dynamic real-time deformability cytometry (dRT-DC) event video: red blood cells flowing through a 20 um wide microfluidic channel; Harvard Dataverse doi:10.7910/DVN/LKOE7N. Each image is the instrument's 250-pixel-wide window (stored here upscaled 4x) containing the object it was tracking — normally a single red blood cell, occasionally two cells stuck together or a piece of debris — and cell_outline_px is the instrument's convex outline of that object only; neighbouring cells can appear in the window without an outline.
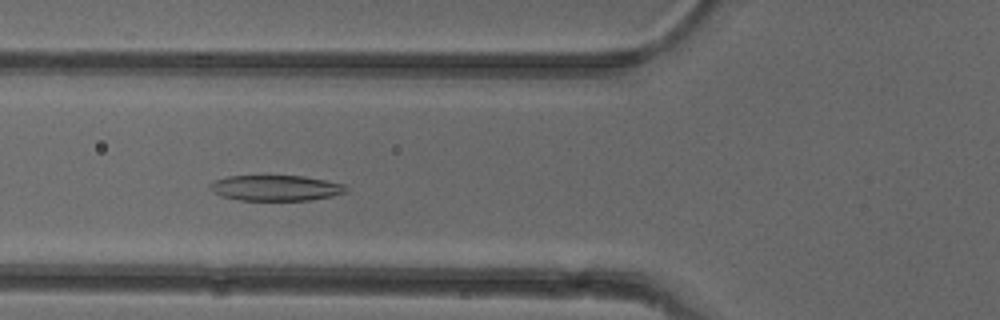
{"species": "common noctule bat (a hibernating species)", "species_latin": "Nyctalus noctula", "temperature_condition": "cold", "stored_images_in_passage": 52, "camera_frame_rate_fps": 3000, "um_per_image_px": 0.085, "animal": {"sex": "female"}, "frame": {"image": 1, "passage_image": 19, "time_ms": 6.0, "image_size_px": [1000, 320], "cell_outline_px": [[348, 192], [332, 196], [308, 200], [240, 200], [220, 196], [212, 192], [208, 188], [208, 184], [216, 180], [228, 176], [304, 176], [344, 184], [348, 188]], "centroid_in_image_um": [23.42, 15.98], "position_along_channel_um": 102.4, "area_um2": 20.35}}
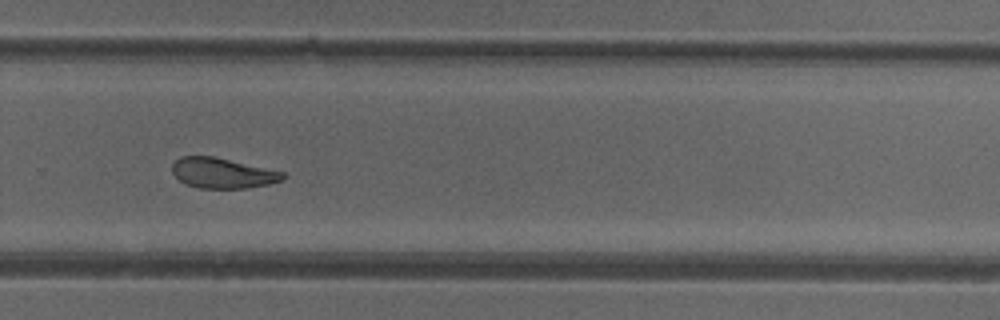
{"frame": {"image": 2, "passage_image": 35, "time_ms": 11.333, "image_size_px": [1000, 320], "cell_outline_px": [[288, 176], [284, 180], [268, 184], [248, 188], [200, 188], [184, 184], [172, 172], [172, 164], [180, 156], [212, 156], [284, 172]], "centroid_in_image_um": [18.93, 14.72], "position_along_channel_um": 310.9, "area_um2": 19.54}}
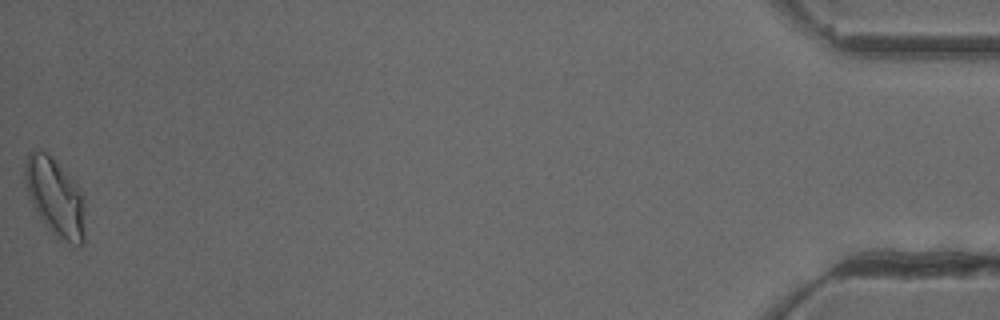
{"frame": {"image": 3, "passage_image": 52, "time_ms": 17.0, "image_size_px": [1000, 320], "cell_outline_px": [[84, 244], [80, 248], [68, 244], [56, 236], [36, 212], [28, 200], [24, 184], [24, 164], [28, 152], [44, 152], [52, 156], [80, 188], [84, 204]], "centroid_in_image_um": [4.68, 16.79], "position_along_channel_um": 430.5, "area_um2": 27.57}, "authors_computed_cell_mechanics": {"area_um2": 21.964, "velocity_mm_per_s": 3.9105, "shape_relaxation_time_tau1_ms": null, "shape_relaxation_time_tau2_ms": 2.4133, "deformation_change_tau1": null, "deformation_change_tau2": 0.0893}}